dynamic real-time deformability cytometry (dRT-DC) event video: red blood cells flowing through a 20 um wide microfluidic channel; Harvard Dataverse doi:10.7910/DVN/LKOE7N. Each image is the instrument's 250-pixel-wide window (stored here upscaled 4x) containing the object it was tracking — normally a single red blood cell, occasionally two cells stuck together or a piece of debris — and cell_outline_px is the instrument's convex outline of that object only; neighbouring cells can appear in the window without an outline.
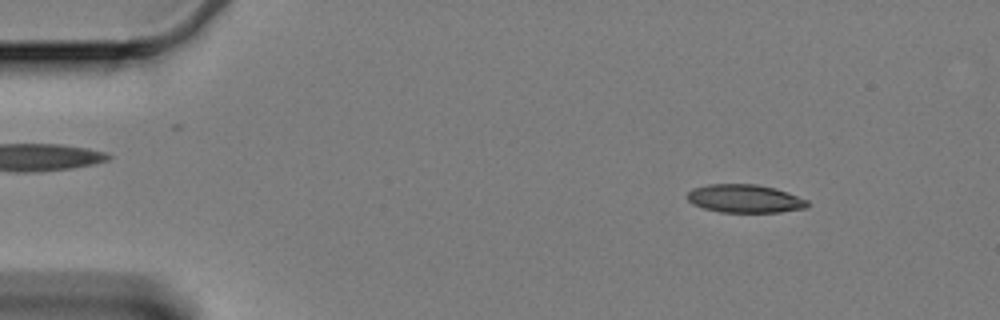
{"species": "Egyptian fruit bat (a non-hibernating species)", "species_latin": "Rousettus aegyptiacus", "temperature_condition": "cold", "stored_images_in_passage": 54, "camera_frame_rate_fps": 3000, "um_per_image_px": 0.085, "animal": {"sex": "female"}, "frame": {"image": 1, "passage_image": 2, "time_ms": 0.333, "image_size_px": [1000, 320], "cell_outline_px": [[812, 204], [804, 208], [780, 212], [720, 212], [704, 208], [692, 204], [688, 200], [688, 192], [692, 188], [708, 184], [756, 184], [776, 188], [788, 192], [808, 200]], "centroid_in_image_um": [63.33, 16.88], "position_along_channel_um": 21.7, "area_um2": 19.88}}
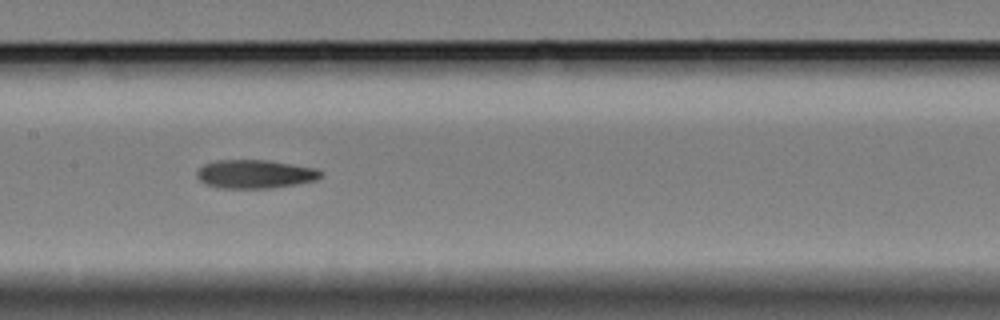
{"frame": {"image": 2, "passage_image": 24, "time_ms": 7.667, "image_size_px": [1000, 320], "cell_outline_px": [[324, 176], [316, 180], [296, 184], [268, 188], [216, 188], [204, 184], [196, 176], [196, 172], [204, 164], [216, 160], [268, 160], [316, 168], [324, 172]], "centroid_in_image_um": [21.68, 14.79], "position_along_channel_um": 185.7, "area_um2": 20.81}}
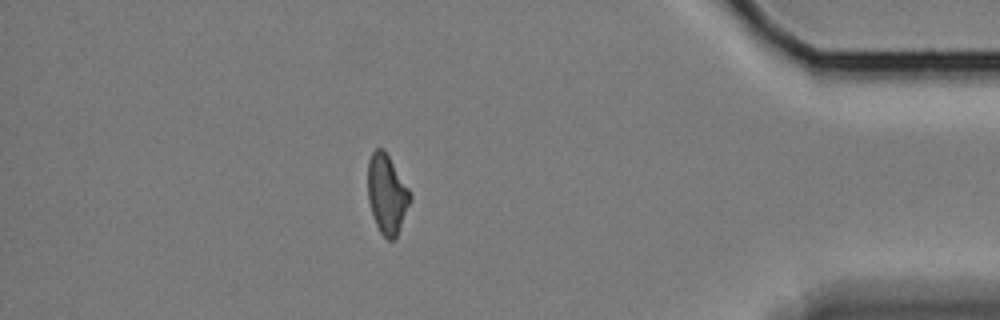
{"frame": {"image": 3, "passage_image": 47, "time_ms": 15.333, "image_size_px": [1000, 320], "cell_outline_px": [[412, 200], [396, 236], [392, 240], [388, 240], [380, 232], [376, 224], [368, 200], [368, 160], [372, 152], [376, 148], [384, 148], [412, 192]], "centroid_in_image_um": [32.91, 16.46], "position_along_channel_um": 402.3, "area_um2": 19.71}, "authors_computed_cell_mechanics": {"area_um2": 20.3456, "velocity_mm_per_s": 3.3278, "shape_relaxation_time_tau1_ms": null, "shape_relaxation_time_tau2_ms": 7.4264, "deformation_change_tau1": null, "deformation_change_tau2": 0.1717}}